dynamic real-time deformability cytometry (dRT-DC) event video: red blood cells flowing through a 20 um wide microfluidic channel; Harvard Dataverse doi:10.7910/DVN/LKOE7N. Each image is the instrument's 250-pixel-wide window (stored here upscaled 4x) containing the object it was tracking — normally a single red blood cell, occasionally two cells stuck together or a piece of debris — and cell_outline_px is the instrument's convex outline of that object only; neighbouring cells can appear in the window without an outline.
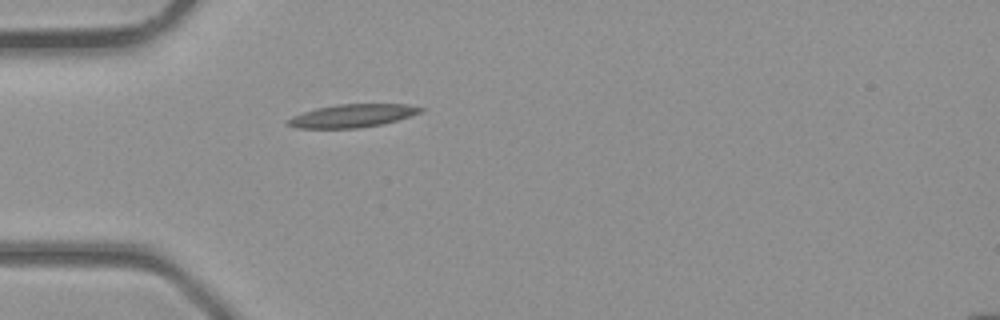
{"species": "common noctule bat (a hibernating species)", "species_latin": "Nyctalus noctula", "temperature_condition": "room temperature", "stored_images_in_passage": 28, "camera_frame_rate_fps": 3000, "um_per_image_px": 0.085, "animal": {"sex": "male", "body_mass_g": 23.1, "forearm_length_mm": 52.7}, "frame": {"image": 1, "passage_image": 1, "time_ms": 0.0, "image_size_px": [1000, 320], "cell_outline_px": [[424, 112], [396, 120], [380, 124], [360, 128], [296, 128], [284, 124], [284, 120], [292, 116], [316, 108], [336, 104], [404, 104], [424, 108]], "centroid_in_image_um": [29.89, 9.84], "position_along_channel_um": 55.1, "area_um2": 17.92}}
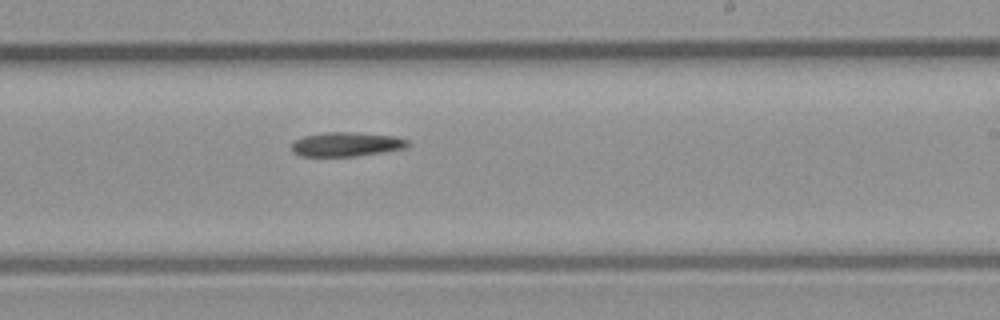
{"frame": {"image": 2, "passage_image": 13, "time_ms": 4.0, "image_size_px": [1000, 320], "cell_outline_px": [[412, 144], [408, 148], [384, 152], [356, 156], [300, 156], [292, 152], [292, 144], [296, 140], [304, 136], [328, 132], [356, 132], [396, 136], [408, 140]], "centroid_in_image_um": [29.52, 12.26], "position_along_channel_um": 259.5, "area_um2": 16.59}}
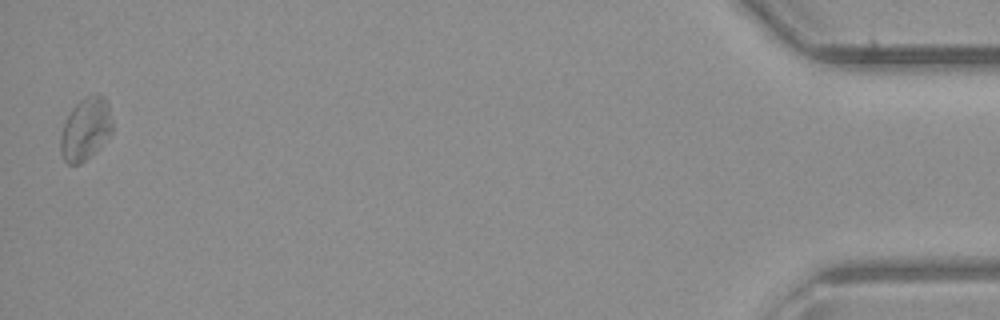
{"frame": {"image": 3, "passage_image": 28, "time_ms": 9.0, "image_size_px": [1000, 320], "cell_outline_px": [[112, 132], [80, 164], [68, 164], [64, 160], [60, 152], [60, 136], [64, 124], [72, 108], [80, 100], [96, 92], [104, 96], [108, 104], [112, 124]], "centroid_in_image_um": [7.25, 10.93], "position_along_channel_um": 427.9, "area_um2": 18.44}}